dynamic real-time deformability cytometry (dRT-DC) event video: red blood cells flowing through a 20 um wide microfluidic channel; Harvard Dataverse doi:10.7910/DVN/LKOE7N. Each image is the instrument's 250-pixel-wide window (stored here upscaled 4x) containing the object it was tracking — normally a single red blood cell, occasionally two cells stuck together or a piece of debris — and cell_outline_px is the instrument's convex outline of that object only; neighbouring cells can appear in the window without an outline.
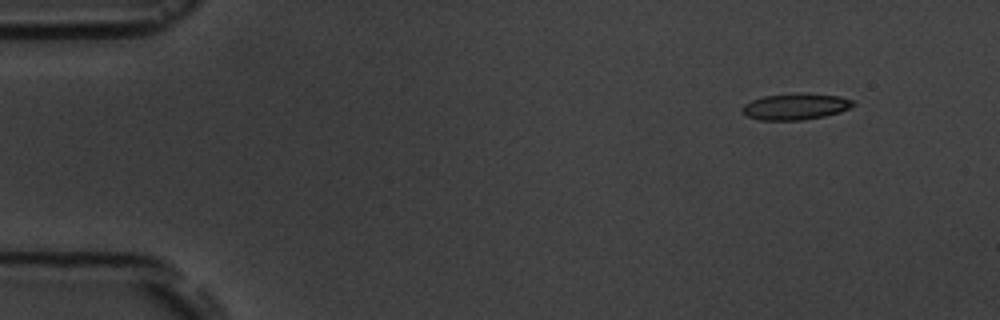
{"species": "common noctule bat (a hibernating species)", "species_latin": "Nyctalus noctula", "temperature_condition": "room temperature", "stored_images_in_passage": 4, "camera_frame_rate_fps": 3000, "um_per_image_px": 0.085, "animal": {"sex": "male", "body_mass_g": 19.5, "forearm_length_mm": 54.6}, "frame": {"image": 1, "passage_image": 2, "time_ms": 1.333, "image_size_px": [1000, 320], "cell_outline_px": [[856, 104], [840, 112], [824, 116], [804, 120], [760, 120], [744, 116], [740, 108], [744, 104], [752, 100], [764, 96], [804, 92], [808, 92], [840, 96], [852, 100]], "centroid_in_image_um": [67.6, 9.05], "position_along_channel_um": 17.4, "area_um2": 17.28}}